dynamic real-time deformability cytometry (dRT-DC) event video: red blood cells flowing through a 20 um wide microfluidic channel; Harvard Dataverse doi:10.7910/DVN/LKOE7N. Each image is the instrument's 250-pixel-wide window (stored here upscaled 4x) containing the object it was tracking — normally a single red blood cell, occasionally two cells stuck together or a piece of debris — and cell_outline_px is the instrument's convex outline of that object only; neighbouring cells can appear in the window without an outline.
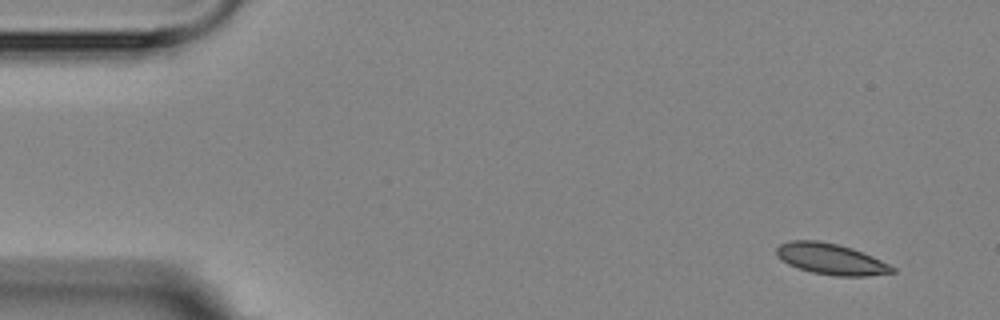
{"species": "Egyptian fruit bat (a non-hibernating species)", "species_latin": "Rousettus aegyptiacus", "temperature_condition": "room temperature", "stored_images_in_passage": 4, "camera_frame_rate_fps": 3000, "um_per_image_px": 0.085, "animal": {"sex": "female"}, "frame": {"image": 1, "passage_image": 1, "time_ms": 0.0, "image_size_px": [1000, 320], "cell_outline_px": [[896, 272], [868, 276], [836, 276], [812, 272], [788, 264], [776, 256], [776, 248], [780, 244], [792, 240], [816, 240], [836, 244], [852, 248], [872, 256], [896, 268]], "centroid_in_image_um": [70.63, 22.02], "position_along_channel_um": 14.4, "area_um2": 20.81}}